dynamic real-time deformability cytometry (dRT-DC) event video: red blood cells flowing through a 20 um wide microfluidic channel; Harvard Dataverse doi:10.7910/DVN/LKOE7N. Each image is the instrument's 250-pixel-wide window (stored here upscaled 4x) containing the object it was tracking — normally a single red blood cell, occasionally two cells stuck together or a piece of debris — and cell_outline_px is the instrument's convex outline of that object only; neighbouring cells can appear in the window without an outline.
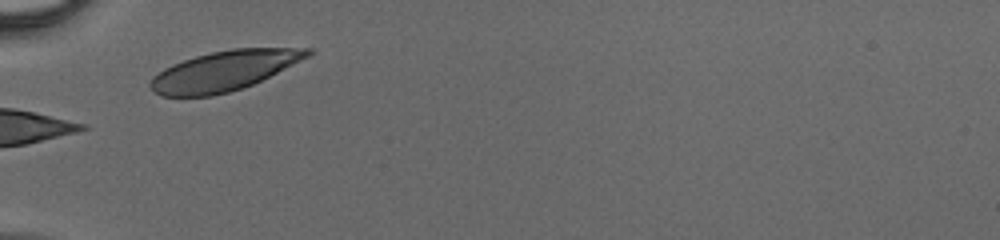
{"species": "human", "species_latin": "Homo sapiens", "temperature_condition": "cold", "stored_images_in_passage": 21, "camera_frame_rate_fps": 3000, "um_per_image_px": 0.085, "donor": {"sex": "male"}, "frame": {"image": 1, "passage_image": 1, "time_ms": 0.0, "image_size_px": [1000, 240], "cell_outline_px": [[316, 52], [252, 84], [228, 92], [212, 96], [160, 96], [152, 92], [148, 84], [152, 76], [164, 68], [172, 64], [196, 56], [212, 52], [232, 48], [312, 48]], "centroid_in_image_um": [18.98, 6.02], "position_along_channel_um": 66.0, "area_um2": 36.18}}